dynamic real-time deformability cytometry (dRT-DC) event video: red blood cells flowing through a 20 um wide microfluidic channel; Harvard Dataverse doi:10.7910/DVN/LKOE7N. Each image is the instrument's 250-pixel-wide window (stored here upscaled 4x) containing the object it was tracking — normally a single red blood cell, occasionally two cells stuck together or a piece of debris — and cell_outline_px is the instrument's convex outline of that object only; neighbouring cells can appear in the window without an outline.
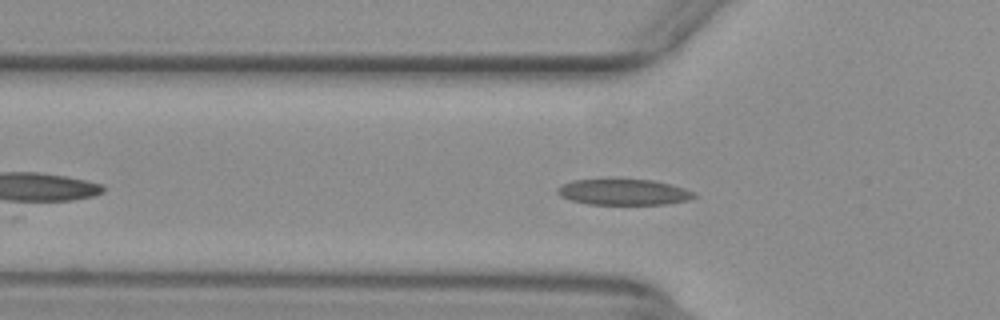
{"species": "common noctule bat (a hibernating species)", "species_latin": "Nyctalus noctula", "temperature_condition": "warm", "stored_images_in_passage": 19, "camera_frame_rate_fps": 3000, "um_per_image_px": 0.085, "animal": {"sex": "female", "body_mass_g": 29.2, "forearm_length_mm": 56.3}, "frame": {"image": 1, "passage_image": 2, "time_ms": 0.333, "image_size_px": [1000, 320], "cell_outline_px": [[696, 196], [688, 200], [668, 204], [588, 204], [572, 200], [560, 196], [556, 192], [556, 188], [572, 180], [608, 176], [620, 176], [652, 180], [672, 184], [696, 192]], "centroid_in_image_um": [52.98, 16.26], "position_along_channel_um": 72.8, "area_um2": 21.79}}
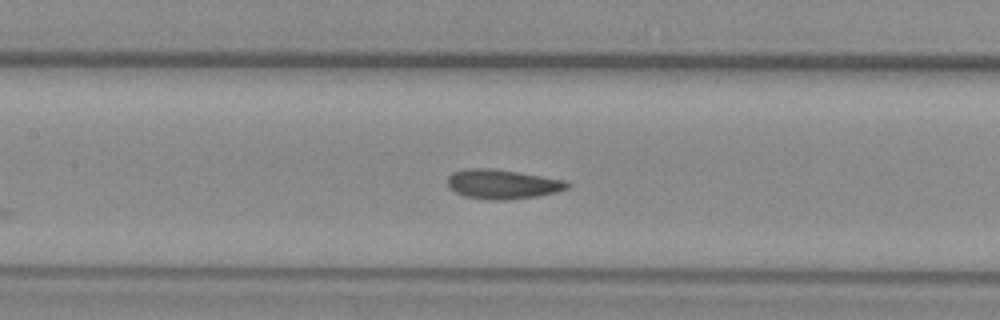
{"frame": {"image": 2, "passage_image": 9, "time_ms": 2.667, "image_size_px": [1000, 320], "cell_outline_px": [[572, 184], [568, 188], [556, 192], [536, 196], [508, 200], [488, 200], [464, 196], [448, 188], [448, 176], [452, 172], [468, 168], [488, 168], [516, 172], [568, 180]], "centroid_in_image_um": [42.72, 15.66], "position_along_channel_um": 164.7, "area_um2": 20.63}}
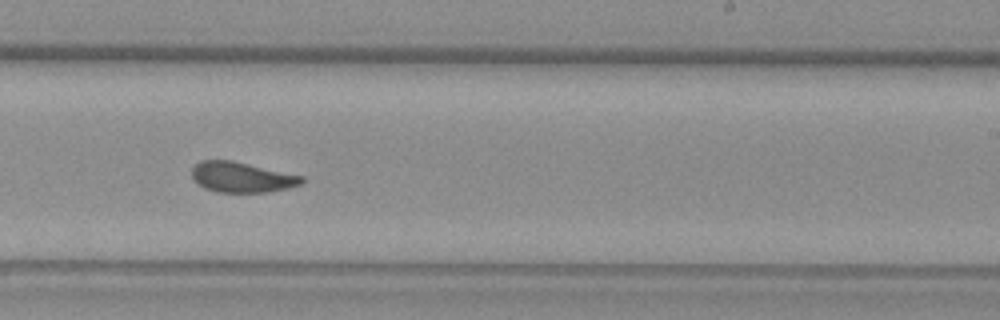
{"frame": {"image": 3, "passage_image": 17, "time_ms": 5.333, "image_size_px": [1000, 320], "cell_outline_px": [[304, 180], [300, 184], [288, 188], [268, 192], [216, 192], [204, 188], [192, 176], [192, 168], [200, 160], [232, 160], [304, 176]], "centroid_in_image_um": [20.56, 15.06], "position_along_channel_um": 268.4, "area_um2": 19.36}}